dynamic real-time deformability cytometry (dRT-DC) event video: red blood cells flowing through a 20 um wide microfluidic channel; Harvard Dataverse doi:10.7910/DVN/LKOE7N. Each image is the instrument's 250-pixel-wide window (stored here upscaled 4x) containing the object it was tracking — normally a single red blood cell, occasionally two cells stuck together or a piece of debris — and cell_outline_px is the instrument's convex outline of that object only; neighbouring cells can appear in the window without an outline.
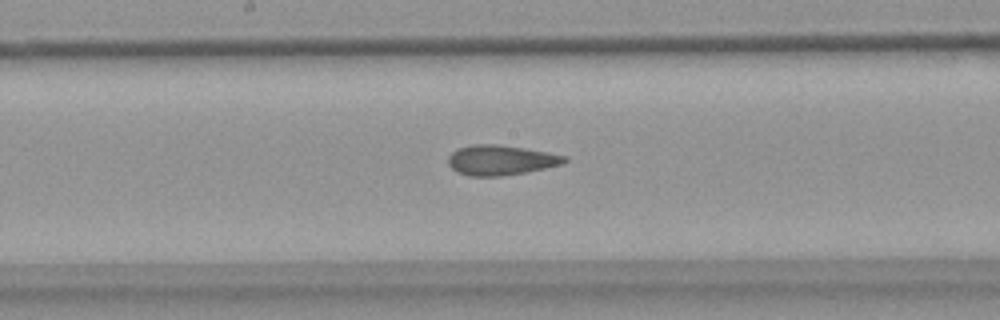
{"species": "common noctule bat (a hibernating species)", "species_latin": "Nyctalus noctula", "temperature_condition": "warm", "stored_images_in_passage": 35, "camera_frame_rate_fps": 3000, "um_per_image_px": 0.085, "animal": {"sex": "female", "body_mass_g": 18.4}, "frame": {"image": 1, "passage_image": 12, "time_ms": 3.667, "image_size_px": [1000, 320], "cell_outline_px": [[568, 160], [564, 164], [528, 172], [500, 176], [468, 176], [456, 172], [448, 164], [448, 156], [456, 148], [472, 144], [500, 144], [548, 152], [568, 156]], "centroid_in_image_um": [42.57, 13.61], "position_along_channel_um": 205.6, "area_um2": 20.69}}
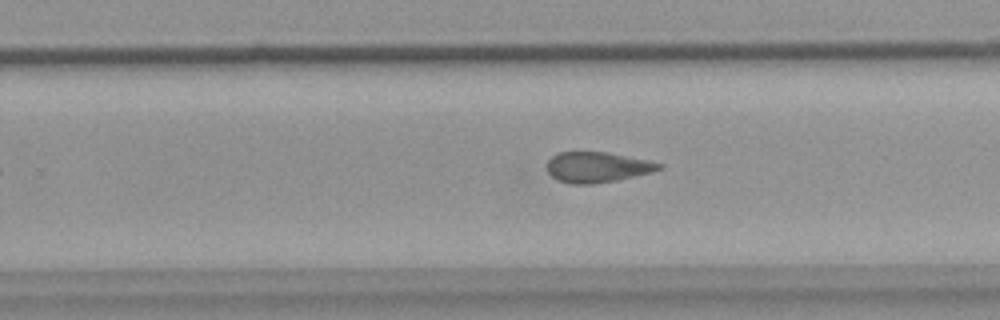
{"frame": {"image": 2, "passage_image": 18, "time_ms": 5.667, "image_size_px": [1000, 320], "cell_outline_px": [[664, 168], [652, 172], [616, 180], [592, 184], [568, 184], [556, 180], [548, 172], [548, 160], [556, 152], [608, 152], [648, 160], [664, 164]], "centroid_in_image_um": [50.77, 14.21], "position_along_channel_um": 279.0, "area_um2": 20.0}}
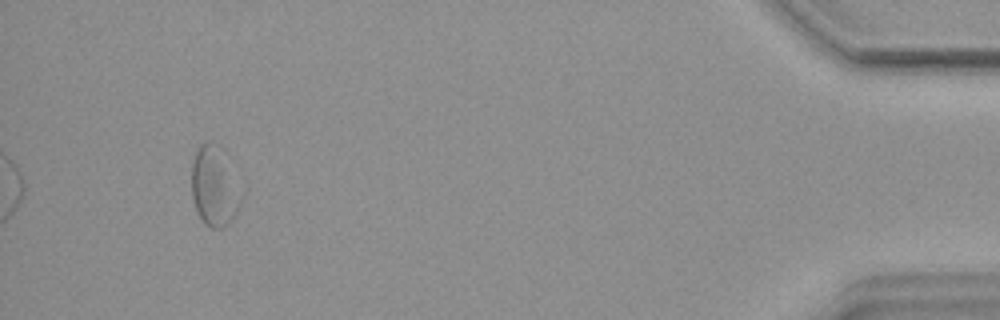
{"frame": {"image": 3, "passage_image": 35, "time_ms": 11.333, "image_size_px": [1000, 320], "cell_outline_px": [[232, 216], [228, 224], [220, 228], [212, 228], [204, 224], [200, 220], [196, 212], [192, 200], [192, 164], [196, 152], [200, 144], [208, 140], [212, 140], [220, 144], [228, 152]], "centroid_in_image_um": [18.01, 15.71], "position_along_channel_um": 417.2, "area_um2": 21.1}}